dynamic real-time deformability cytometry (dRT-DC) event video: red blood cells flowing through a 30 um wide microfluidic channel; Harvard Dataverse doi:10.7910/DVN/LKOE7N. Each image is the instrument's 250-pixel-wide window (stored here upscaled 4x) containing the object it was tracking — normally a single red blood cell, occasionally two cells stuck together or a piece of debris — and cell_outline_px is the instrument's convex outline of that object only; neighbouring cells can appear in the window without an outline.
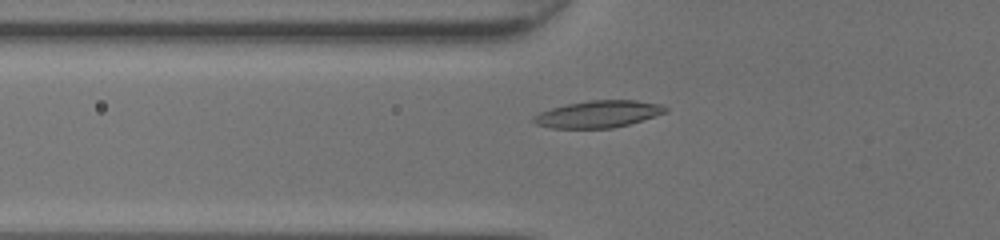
{"species": "common noctule bat (a hibernating species)", "species_latin": "Nyctalus noctula", "temperature_condition": "room temperature", "stored_images_in_passage": 44, "camera_frame_rate_fps": 3000, "um_per_image_px": 0.085, "animal": {"sex": "female", "body_mass_g": 20.0, "forearm_length_mm": 54.0}, "frame": {"image": 1, "passage_image": 14, "time_ms": 4.333, "image_size_px": [1000, 240], "cell_outline_px": [[668, 112], [628, 124], [612, 128], [552, 128], [536, 124], [532, 120], [532, 116], [540, 112], [564, 104], [592, 100], [636, 100], [664, 104], [668, 108]], "centroid_in_image_um": [50.87, 9.69], "position_along_channel_um": 74.9, "area_um2": 20.81}}
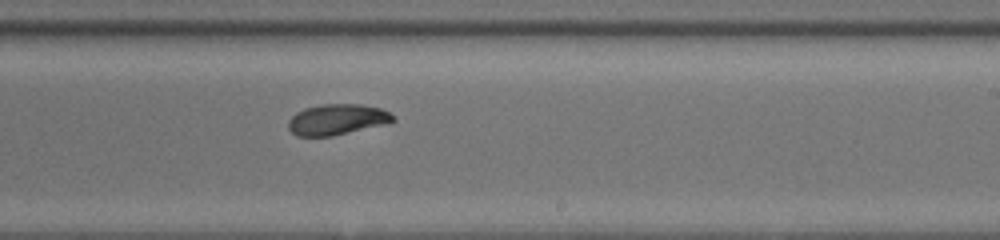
{"frame": {"image": 2, "passage_image": 27, "time_ms": 8.667, "image_size_px": [1000, 240], "cell_outline_px": [[396, 120], [388, 124], [332, 136], [296, 136], [288, 128], [288, 120], [296, 112], [304, 108], [320, 104], [360, 104], [380, 108], [396, 116]], "centroid_in_image_um": [28.66, 10.16], "position_along_channel_um": 260.3, "area_um2": 19.02}}
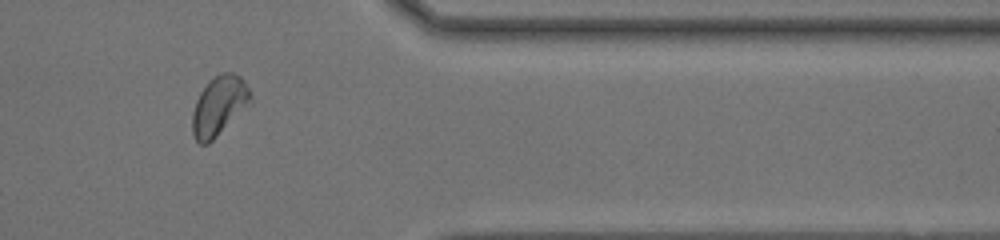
{"frame": {"image": 3, "passage_image": 37, "time_ms": 12.0, "image_size_px": [1000, 240], "cell_outline_px": [[252, 104], [208, 144], [200, 144], [196, 140], [192, 132], [192, 112], [196, 100], [200, 92], [208, 80], [220, 72], [232, 72], [240, 76], [244, 80], [252, 96]], "centroid_in_image_um": [18.64, 8.98], "position_along_channel_um": 392.8, "area_um2": 20.52}}